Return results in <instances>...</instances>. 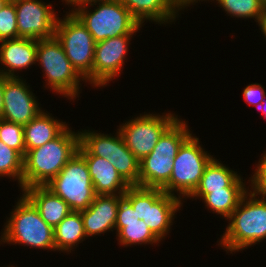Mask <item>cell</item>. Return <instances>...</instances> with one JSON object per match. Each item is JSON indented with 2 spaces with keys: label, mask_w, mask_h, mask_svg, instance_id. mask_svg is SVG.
Masks as SVG:
<instances>
[{
  "label": "cell",
  "mask_w": 266,
  "mask_h": 267,
  "mask_svg": "<svg viewBox=\"0 0 266 267\" xmlns=\"http://www.w3.org/2000/svg\"><path fill=\"white\" fill-rule=\"evenodd\" d=\"M22 193L37 208L42 219L53 228L72 212L68 204L46 186H31Z\"/></svg>",
  "instance_id": "cell-18"
},
{
  "label": "cell",
  "mask_w": 266,
  "mask_h": 267,
  "mask_svg": "<svg viewBox=\"0 0 266 267\" xmlns=\"http://www.w3.org/2000/svg\"><path fill=\"white\" fill-rule=\"evenodd\" d=\"M258 110L262 111L263 116L266 119V99L264 98V100L261 102V104L258 107Z\"/></svg>",
  "instance_id": "cell-37"
},
{
  "label": "cell",
  "mask_w": 266,
  "mask_h": 267,
  "mask_svg": "<svg viewBox=\"0 0 266 267\" xmlns=\"http://www.w3.org/2000/svg\"><path fill=\"white\" fill-rule=\"evenodd\" d=\"M52 114L42 110L33 120L24 125L26 153L58 137L67 127V123L54 119Z\"/></svg>",
  "instance_id": "cell-19"
},
{
  "label": "cell",
  "mask_w": 266,
  "mask_h": 267,
  "mask_svg": "<svg viewBox=\"0 0 266 267\" xmlns=\"http://www.w3.org/2000/svg\"><path fill=\"white\" fill-rule=\"evenodd\" d=\"M7 266H8V267H15V266H13V265H11V266H10V264H9V265H7ZM7 266H6V267H7ZM2 267H3V266H2ZM4 267H5V266H4Z\"/></svg>",
  "instance_id": "cell-41"
},
{
  "label": "cell",
  "mask_w": 266,
  "mask_h": 267,
  "mask_svg": "<svg viewBox=\"0 0 266 267\" xmlns=\"http://www.w3.org/2000/svg\"><path fill=\"white\" fill-rule=\"evenodd\" d=\"M263 153L256 164L253 176L249 177L250 180H247V183H249L248 187H251L249 190L253 194L266 199V151Z\"/></svg>",
  "instance_id": "cell-31"
},
{
  "label": "cell",
  "mask_w": 266,
  "mask_h": 267,
  "mask_svg": "<svg viewBox=\"0 0 266 267\" xmlns=\"http://www.w3.org/2000/svg\"><path fill=\"white\" fill-rule=\"evenodd\" d=\"M56 23L54 36L78 74L93 86V62L95 44L92 35L78 17L68 9Z\"/></svg>",
  "instance_id": "cell-9"
},
{
  "label": "cell",
  "mask_w": 266,
  "mask_h": 267,
  "mask_svg": "<svg viewBox=\"0 0 266 267\" xmlns=\"http://www.w3.org/2000/svg\"><path fill=\"white\" fill-rule=\"evenodd\" d=\"M180 117L162 134L153 151L139 162V187L162 188L170 179L173 160L192 134Z\"/></svg>",
  "instance_id": "cell-6"
},
{
  "label": "cell",
  "mask_w": 266,
  "mask_h": 267,
  "mask_svg": "<svg viewBox=\"0 0 266 267\" xmlns=\"http://www.w3.org/2000/svg\"><path fill=\"white\" fill-rule=\"evenodd\" d=\"M63 1L68 5V7L69 6L71 7L74 3L79 2V1H83V0H62V2Z\"/></svg>",
  "instance_id": "cell-38"
},
{
  "label": "cell",
  "mask_w": 266,
  "mask_h": 267,
  "mask_svg": "<svg viewBox=\"0 0 266 267\" xmlns=\"http://www.w3.org/2000/svg\"><path fill=\"white\" fill-rule=\"evenodd\" d=\"M39 104L30 85L21 76L5 79L2 119L24 126L43 110Z\"/></svg>",
  "instance_id": "cell-14"
},
{
  "label": "cell",
  "mask_w": 266,
  "mask_h": 267,
  "mask_svg": "<svg viewBox=\"0 0 266 267\" xmlns=\"http://www.w3.org/2000/svg\"><path fill=\"white\" fill-rule=\"evenodd\" d=\"M0 140L16 150L23 158L26 154L24 126L0 119Z\"/></svg>",
  "instance_id": "cell-29"
},
{
  "label": "cell",
  "mask_w": 266,
  "mask_h": 267,
  "mask_svg": "<svg viewBox=\"0 0 266 267\" xmlns=\"http://www.w3.org/2000/svg\"><path fill=\"white\" fill-rule=\"evenodd\" d=\"M131 12V15L144 26L149 20L155 24H166L178 19L179 14L170 6L167 0H120Z\"/></svg>",
  "instance_id": "cell-21"
},
{
  "label": "cell",
  "mask_w": 266,
  "mask_h": 267,
  "mask_svg": "<svg viewBox=\"0 0 266 267\" xmlns=\"http://www.w3.org/2000/svg\"><path fill=\"white\" fill-rule=\"evenodd\" d=\"M248 190L249 188H224L212 193H192L188 199H202L208 210L227 219Z\"/></svg>",
  "instance_id": "cell-24"
},
{
  "label": "cell",
  "mask_w": 266,
  "mask_h": 267,
  "mask_svg": "<svg viewBox=\"0 0 266 267\" xmlns=\"http://www.w3.org/2000/svg\"><path fill=\"white\" fill-rule=\"evenodd\" d=\"M261 3H262V6H263V9H266V0H261Z\"/></svg>",
  "instance_id": "cell-40"
},
{
  "label": "cell",
  "mask_w": 266,
  "mask_h": 267,
  "mask_svg": "<svg viewBox=\"0 0 266 267\" xmlns=\"http://www.w3.org/2000/svg\"><path fill=\"white\" fill-rule=\"evenodd\" d=\"M133 35H121L96 42L93 62V88H104L118 78L127 60Z\"/></svg>",
  "instance_id": "cell-12"
},
{
  "label": "cell",
  "mask_w": 266,
  "mask_h": 267,
  "mask_svg": "<svg viewBox=\"0 0 266 267\" xmlns=\"http://www.w3.org/2000/svg\"><path fill=\"white\" fill-rule=\"evenodd\" d=\"M91 6L95 7L92 11ZM71 11L86 26L95 42L121 35L136 36L142 28L120 0H83L74 3Z\"/></svg>",
  "instance_id": "cell-3"
},
{
  "label": "cell",
  "mask_w": 266,
  "mask_h": 267,
  "mask_svg": "<svg viewBox=\"0 0 266 267\" xmlns=\"http://www.w3.org/2000/svg\"><path fill=\"white\" fill-rule=\"evenodd\" d=\"M81 156H98L110 160L112 152V134L99 133L97 130L79 131V147Z\"/></svg>",
  "instance_id": "cell-26"
},
{
  "label": "cell",
  "mask_w": 266,
  "mask_h": 267,
  "mask_svg": "<svg viewBox=\"0 0 266 267\" xmlns=\"http://www.w3.org/2000/svg\"><path fill=\"white\" fill-rule=\"evenodd\" d=\"M18 182L22 192L23 157L0 140V177Z\"/></svg>",
  "instance_id": "cell-28"
},
{
  "label": "cell",
  "mask_w": 266,
  "mask_h": 267,
  "mask_svg": "<svg viewBox=\"0 0 266 267\" xmlns=\"http://www.w3.org/2000/svg\"><path fill=\"white\" fill-rule=\"evenodd\" d=\"M139 221L138 215L134 211L131 204L123 197L120 200L119 207L117 210L116 222H132Z\"/></svg>",
  "instance_id": "cell-33"
},
{
  "label": "cell",
  "mask_w": 266,
  "mask_h": 267,
  "mask_svg": "<svg viewBox=\"0 0 266 267\" xmlns=\"http://www.w3.org/2000/svg\"><path fill=\"white\" fill-rule=\"evenodd\" d=\"M7 218L1 232L0 244L24 245L35 249L55 251L54 228L40 216L33 203L22 193Z\"/></svg>",
  "instance_id": "cell-4"
},
{
  "label": "cell",
  "mask_w": 266,
  "mask_h": 267,
  "mask_svg": "<svg viewBox=\"0 0 266 267\" xmlns=\"http://www.w3.org/2000/svg\"><path fill=\"white\" fill-rule=\"evenodd\" d=\"M122 198L123 195H96L91 205L80 211L87 238L115 230Z\"/></svg>",
  "instance_id": "cell-15"
},
{
  "label": "cell",
  "mask_w": 266,
  "mask_h": 267,
  "mask_svg": "<svg viewBox=\"0 0 266 267\" xmlns=\"http://www.w3.org/2000/svg\"><path fill=\"white\" fill-rule=\"evenodd\" d=\"M36 64H40L44 73L45 88H50L57 95L71 101L79 97L82 85L80 81H86L73 68L55 36L38 40Z\"/></svg>",
  "instance_id": "cell-7"
},
{
  "label": "cell",
  "mask_w": 266,
  "mask_h": 267,
  "mask_svg": "<svg viewBox=\"0 0 266 267\" xmlns=\"http://www.w3.org/2000/svg\"><path fill=\"white\" fill-rule=\"evenodd\" d=\"M88 166L96 195H124L130 185L113 164L98 156H82Z\"/></svg>",
  "instance_id": "cell-17"
},
{
  "label": "cell",
  "mask_w": 266,
  "mask_h": 267,
  "mask_svg": "<svg viewBox=\"0 0 266 267\" xmlns=\"http://www.w3.org/2000/svg\"><path fill=\"white\" fill-rule=\"evenodd\" d=\"M217 2L218 6L232 18L252 19L258 23L263 13L261 0H208ZM255 18V19H254Z\"/></svg>",
  "instance_id": "cell-27"
},
{
  "label": "cell",
  "mask_w": 266,
  "mask_h": 267,
  "mask_svg": "<svg viewBox=\"0 0 266 267\" xmlns=\"http://www.w3.org/2000/svg\"><path fill=\"white\" fill-rule=\"evenodd\" d=\"M37 45L38 40L31 38L19 37L1 41L0 64L3 67L0 72L7 77H19V71L29 69L36 63Z\"/></svg>",
  "instance_id": "cell-16"
},
{
  "label": "cell",
  "mask_w": 266,
  "mask_h": 267,
  "mask_svg": "<svg viewBox=\"0 0 266 267\" xmlns=\"http://www.w3.org/2000/svg\"><path fill=\"white\" fill-rule=\"evenodd\" d=\"M18 38L15 4L8 1L0 10V42Z\"/></svg>",
  "instance_id": "cell-30"
},
{
  "label": "cell",
  "mask_w": 266,
  "mask_h": 267,
  "mask_svg": "<svg viewBox=\"0 0 266 267\" xmlns=\"http://www.w3.org/2000/svg\"><path fill=\"white\" fill-rule=\"evenodd\" d=\"M266 90L259 83H252L247 85L243 90V97L249 105L256 106L257 108L261 102L266 98Z\"/></svg>",
  "instance_id": "cell-32"
},
{
  "label": "cell",
  "mask_w": 266,
  "mask_h": 267,
  "mask_svg": "<svg viewBox=\"0 0 266 267\" xmlns=\"http://www.w3.org/2000/svg\"><path fill=\"white\" fill-rule=\"evenodd\" d=\"M123 197L131 204L138 219L143 220L160 241L169 234L173 219L184 202L177 196L164 193L161 188L139 186H130Z\"/></svg>",
  "instance_id": "cell-5"
},
{
  "label": "cell",
  "mask_w": 266,
  "mask_h": 267,
  "mask_svg": "<svg viewBox=\"0 0 266 267\" xmlns=\"http://www.w3.org/2000/svg\"><path fill=\"white\" fill-rule=\"evenodd\" d=\"M79 130L69 126L55 139L29 150L23 158L22 191L31 186H45L78 151Z\"/></svg>",
  "instance_id": "cell-1"
},
{
  "label": "cell",
  "mask_w": 266,
  "mask_h": 267,
  "mask_svg": "<svg viewBox=\"0 0 266 267\" xmlns=\"http://www.w3.org/2000/svg\"><path fill=\"white\" fill-rule=\"evenodd\" d=\"M237 173L214 157L206 166L200 183L193 193H212L224 188H249L246 186V181Z\"/></svg>",
  "instance_id": "cell-20"
},
{
  "label": "cell",
  "mask_w": 266,
  "mask_h": 267,
  "mask_svg": "<svg viewBox=\"0 0 266 267\" xmlns=\"http://www.w3.org/2000/svg\"><path fill=\"white\" fill-rule=\"evenodd\" d=\"M112 135V152L109 162L130 186H139V160L126 147L120 131Z\"/></svg>",
  "instance_id": "cell-22"
},
{
  "label": "cell",
  "mask_w": 266,
  "mask_h": 267,
  "mask_svg": "<svg viewBox=\"0 0 266 267\" xmlns=\"http://www.w3.org/2000/svg\"><path fill=\"white\" fill-rule=\"evenodd\" d=\"M8 0H0V10L6 5Z\"/></svg>",
  "instance_id": "cell-39"
},
{
  "label": "cell",
  "mask_w": 266,
  "mask_h": 267,
  "mask_svg": "<svg viewBox=\"0 0 266 267\" xmlns=\"http://www.w3.org/2000/svg\"><path fill=\"white\" fill-rule=\"evenodd\" d=\"M162 114L144 112L118 127L126 147L139 161L153 151L162 134L178 119L171 112Z\"/></svg>",
  "instance_id": "cell-11"
},
{
  "label": "cell",
  "mask_w": 266,
  "mask_h": 267,
  "mask_svg": "<svg viewBox=\"0 0 266 267\" xmlns=\"http://www.w3.org/2000/svg\"><path fill=\"white\" fill-rule=\"evenodd\" d=\"M45 186L76 212L86 210L96 196L86 161L78 152Z\"/></svg>",
  "instance_id": "cell-10"
},
{
  "label": "cell",
  "mask_w": 266,
  "mask_h": 267,
  "mask_svg": "<svg viewBox=\"0 0 266 267\" xmlns=\"http://www.w3.org/2000/svg\"><path fill=\"white\" fill-rule=\"evenodd\" d=\"M228 225L218 246L230 254L260 244L266 239V199L248 190L226 219Z\"/></svg>",
  "instance_id": "cell-2"
},
{
  "label": "cell",
  "mask_w": 266,
  "mask_h": 267,
  "mask_svg": "<svg viewBox=\"0 0 266 267\" xmlns=\"http://www.w3.org/2000/svg\"><path fill=\"white\" fill-rule=\"evenodd\" d=\"M18 38L48 39L54 37L58 17L52 4L42 0L14 1Z\"/></svg>",
  "instance_id": "cell-13"
},
{
  "label": "cell",
  "mask_w": 266,
  "mask_h": 267,
  "mask_svg": "<svg viewBox=\"0 0 266 267\" xmlns=\"http://www.w3.org/2000/svg\"><path fill=\"white\" fill-rule=\"evenodd\" d=\"M116 239L118 245L128 247L131 245H154L161 242L149 229L143 220L132 222H116Z\"/></svg>",
  "instance_id": "cell-25"
},
{
  "label": "cell",
  "mask_w": 266,
  "mask_h": 267,
  "mask_svg": "<svg viewBox=\"0 0 266 267\" xmlns=\"http://www.w3.org/2000/svg\"><path fill=\"white\" fill-rule=\"evenodd\" d=\"M202 146L193 133L182 143L173 160L171 177L161 188L164 193L178 196L183 201L195 191L206 166L214 158Z\"/></svg>",
  "instance_id": "cell-8"
},
{
  "label": "cell",
  "mask_w": 266,
  "mask_h": 267,
  "mask_svg": "<svg viewBox=\"0 0 266 267\" xmlns=\"http://www.w3.org/2000/svg\"><path fill=\"white\" fill-rule=\"evenodd\" d=\"M170 6L179 14L180 11H184V9L190 7L191 5H195L198 1H208V0H167Z\"/></svg>",
  "instance_id": "cell-34"
},
{
  "label": "cell",
  "mask_w": 266,
  "mask_h": 267,
  "mask_svg": "<svg viewBox=\"0 0 266 267\" xmlns=\"http://www.w3.org/2000/svg\"><path fill=\"white\" fill-rule=\"evenodd\" d=\"M257 24L260 27L259 30H261V32L264 34L266 40V9L263 10V13L261 14V17Z\"/></svg>",
  "instance_id": "cell-36"
},
{
  "label": "cell",
  "mask_w": 266,
  "mask_h": 267,
  "mask_svg": "<svg viewBox=\"0 0 266 267\" xmlns=\"http://www.w3.org/2000/svg\"><path fill=\"white\" fill-rule=\"evenodd\" d=\"M86 238L81 213L72 211L54 228L55 251L70 254Z\"/></svg>",
  "instance_id": "cell-23"
},
{
  "label": "cell",
  "mask_w": 266,
  "mask_h": 267,
  "mask_svg": "<svg viewBox=\"0 0 266 267\" xmlns=\"http://www.w3.org/2000/svg\"><path fill=\"white\" fill-rule=\"evenodd\" d=\"M6 78L7 76H4L0 72V119H2V113H3V88H4V83H5Z\"/></svg>",
  "instance_id": "cell-35"
}]
</instances>
